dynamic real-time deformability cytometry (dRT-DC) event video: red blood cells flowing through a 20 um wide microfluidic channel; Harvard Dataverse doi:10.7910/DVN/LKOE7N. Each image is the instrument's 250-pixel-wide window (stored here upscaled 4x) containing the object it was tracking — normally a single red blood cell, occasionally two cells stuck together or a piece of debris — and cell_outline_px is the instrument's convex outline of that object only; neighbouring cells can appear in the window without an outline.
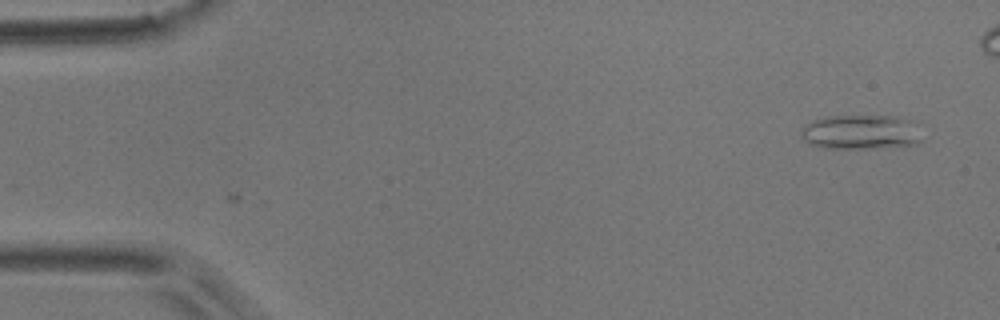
{"species": "common noctule bat (a hibernating species)", "species_latin": "Nyctalus noctula", "temperature_condition": "room temperature", "stored_images_in_passage": 3, "camera_frame_rate_fps": 3000, "um_per_image_px": 0.085, "animal": {"sex": "male", "body_mass_g": 17.9}, "frame": {"image": 1, "passage_image": 3, "time_ms": 2.333, "image_size_px": [1000, 320], "cell_outline_px": [[920, 140], [916, 144], [864, 148], [824, 148], [808, 144], [804, 140], [800, 132], [804, 124], [812, 120], [824, 116], [896, 116], [904, 120]], "centroid_in_image_um": [72.94, 11.23], "position_along_channel_um": 12.1, "area_um2": 23.47}}